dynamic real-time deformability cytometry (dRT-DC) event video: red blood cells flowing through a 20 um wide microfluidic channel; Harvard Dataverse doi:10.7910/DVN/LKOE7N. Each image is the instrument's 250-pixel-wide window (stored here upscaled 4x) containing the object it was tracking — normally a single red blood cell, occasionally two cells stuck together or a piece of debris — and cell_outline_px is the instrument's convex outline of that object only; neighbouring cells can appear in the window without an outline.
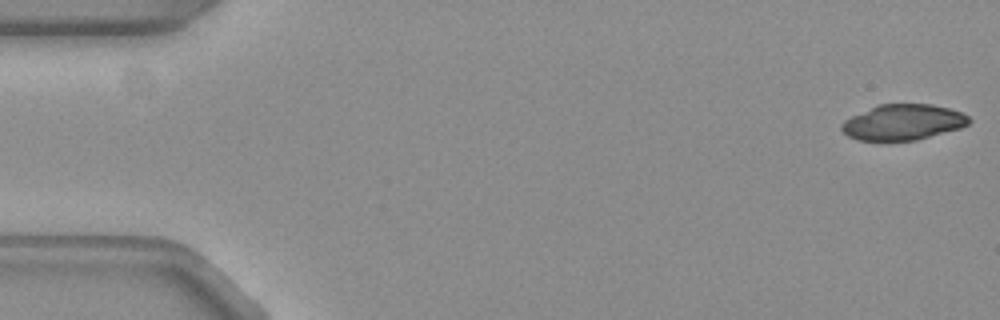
{"species": "common noctule bat (a hibernating species)", "species_latin": "Nyctalus noctula", "temperature_condition": "warm", "stored_images_in_passage": 11, "camera_frame_rate_fps": 3000, "um_per_image_px": 0.085, "animal": {"sex": "female", "body_mass_g": 19.3, "forearm_length_mm": 54.1}, "frame": {"image": 1, "passage_image": 1, "time_ms": 0.0, "image_size_px": [1000, 320], "cell_outline_px": [[972, 120], [968, 124], [960, 128], [916, 140], [860, 140], [848, 136], [840, 128], [840, 124], [844, 120], [876, 104], [932, 104], [948, 108], [960, 112], [968, 116]], "centroid_in_image_um": [76.74, 10.38], "position_along_channel_um": 8.3, "area_um2": 26.36}}